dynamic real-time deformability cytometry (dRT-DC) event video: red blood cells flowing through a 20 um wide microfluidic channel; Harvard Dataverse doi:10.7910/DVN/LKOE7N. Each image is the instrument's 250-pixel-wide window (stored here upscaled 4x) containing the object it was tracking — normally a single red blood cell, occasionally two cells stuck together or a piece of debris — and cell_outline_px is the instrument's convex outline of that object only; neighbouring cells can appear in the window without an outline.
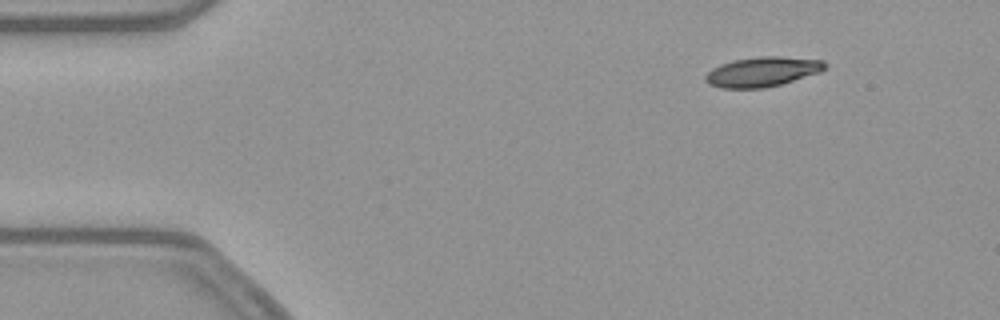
{"species": "common noctule bat (a hibernating species)", "species_latin": "Nyctalus noctula", "temperature_condition": "warm", "stored_images_in_passage": 54, "camera_frame_rate_fps": 3000, "um_per_image_px": 0.085, "animal": {"sex": "female", "body_mass_g": 21.9}, "frame": {"image": 1, "passage_image": 7, "time_ms": 2.0, "image_size_px": [1000, 320], "cell_outline_px": [[828, 68], [820, 72], [780, 84], [764, 88], [720, 88], [708, 84], [704, 80], [704, 76], [712, 68], [720, 64], [736, 60], [764, 56], [780, 56], [824, 60], [828, 64]], "centroid_in_image_um": [64.81, 6.1], "position_along_channel_um": 20.2, "area_um2": 20.75}}
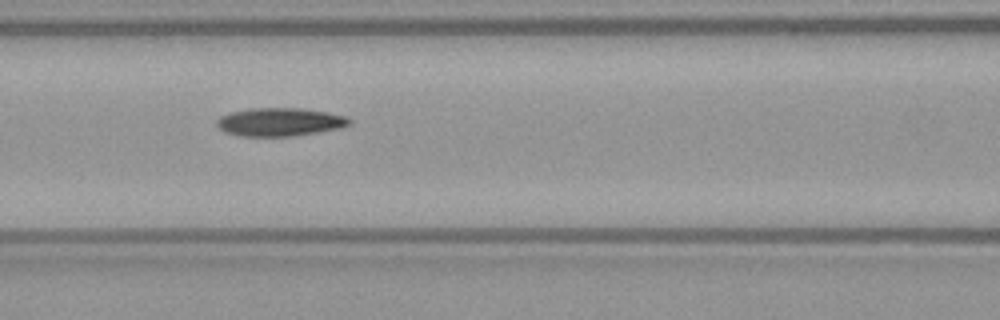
{"frame": {"image": 2, "passage_image": 23, "time_ms": 7.333, "image_size_px": [1000, 320], "cell_outline_px": [[352, 124], [340, 128], [296, 136], [236, 136], [224, 132], [216, 124], [216, 120], [220, 116], [228, 112], [252, 108], [300, 108], [328, 112], [344, 116], [352, 120]], "centroid_in_image_um": [23.76, 10.37], "position_along_channel_um": 142.8, "area_um2": 22.08}}
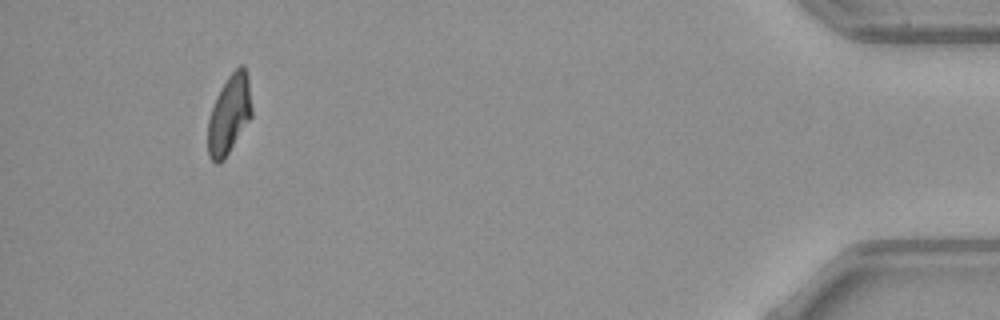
{"frame": {"image": 3, "passage_image": 50, "time_ms": 16.333, "image_size_px": [1000, 320], "cell_outline_px": [[252, 116], [224, 160], [220, 164], [216, 164], [208, 156], [208, 120], [216, 96], [220, 88], [228, 76], [240, 64], [244, 64], [248, 76], [252, 108]], "centroid_in_image_um": [19.49, 9.73], "position_along_channel_um": 415.7, "area_um2": 20.35}, "authors_computed_cell_mechanics": {"area_um2": 20.9525, "velocity_mm_per_s": 3.8703, "shape_relaxation_time_tau1_ms": 6.745, "shape_relaxation_time_tau2_ms": 5.6715, "deformation_change_tau1": 0.2051, "deformation_change_tau2": 0.1319}}